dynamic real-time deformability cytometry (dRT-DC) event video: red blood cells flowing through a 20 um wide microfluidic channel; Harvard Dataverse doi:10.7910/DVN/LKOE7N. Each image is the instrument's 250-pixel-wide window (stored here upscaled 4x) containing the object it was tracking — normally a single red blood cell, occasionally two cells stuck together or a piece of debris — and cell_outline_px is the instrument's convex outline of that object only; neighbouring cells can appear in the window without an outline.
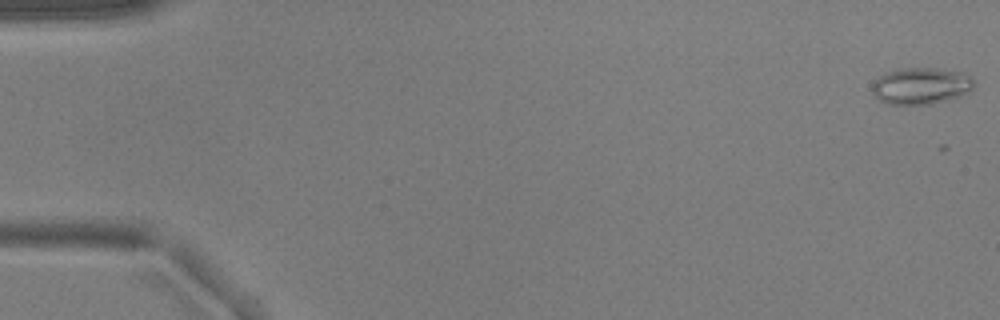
{"species": "common noctule bat (a hibernating species)", "species_latin": "Nyctalus noctula", "temperature_condition": "warm", "stored_images_in_passage": 6, "camera_frame_rate_fps": 3000, "um_per_image_px": 0.085, "animal": {"sex": "male", "body_mass_g": 17.9, "forearm_length_mm": 54.2}, "frame": {"image": 1, "passage_image": 2, "time_ms": 0.333, "image_size_px": [1000, 320], "cell_outline_px": [[972, 88], [968, 92], [944, 100], [928, 104], [888, 104], [880, 100], [872, 92], [872, 84], [884, 72], [900, 68], [936, 68], [960, 72], [972, 76]], "centroid_in_image_um": [78.24, 7.28], "position_along_channel_um": 6.8, "area_um2": 21.44}}